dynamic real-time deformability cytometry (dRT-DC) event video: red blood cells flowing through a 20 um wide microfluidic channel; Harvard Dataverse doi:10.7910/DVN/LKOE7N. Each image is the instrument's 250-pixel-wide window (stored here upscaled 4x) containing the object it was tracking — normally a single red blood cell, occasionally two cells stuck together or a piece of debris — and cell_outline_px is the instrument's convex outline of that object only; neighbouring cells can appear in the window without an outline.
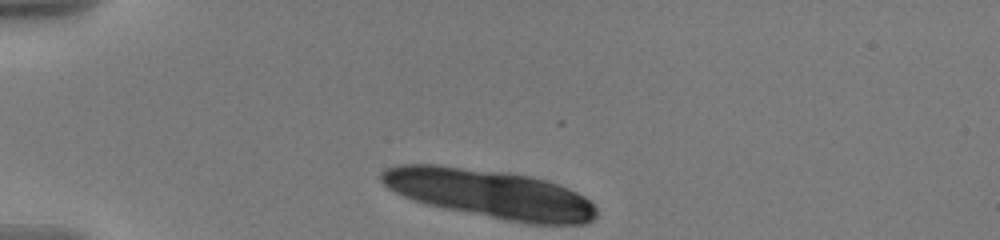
{"species": "human", "species_latin": "Homo sapiens", "temperature_condition": "warm", "stored_images_in_passage": 44, "camera_frame_rate_fps": 3000, "um_per_image_px": 0.085, "donor": {"sex": "male"}, "frame": {"image": 1, "passage_image": 1, "time_ms": 0.0, "image_size_px": [1000, 240], "cell_outline_px": [[596, 216], [588, 224], [528, 224], [504, 220], [444, 208], [428, 204], [404, 196], [388, 188], [380, 180], [380, 172], [384, 168], [396, 164], [440, 164], [508, 172], [548, 180], [568, 188], [584, 196], [596, 208]], "centroid_in_image_um": [41.64, 16.46], "position_along_channel_um": 43.4, "area_um2": 61.27}}
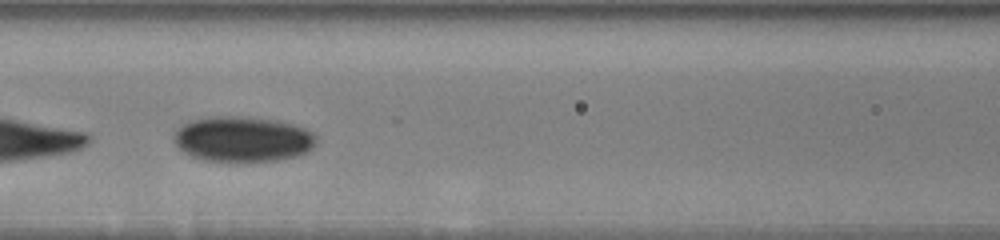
{"frame": {"image": 2, "passage_image": 14, "time_ms": 4.333, "image_size_px": [1000, 240], "cell_outline_px": [[316, 144], [312, 148], [296, 156], [280, 160], [204, 160], [192, 156], [184, 152], [176, 144], [176, 128], [192, 120], [212, 116], [248, 116], [280, 120], [304, 128], [312, 132], [316, 136]], "centroid_in_image_um": [20.66, 11.79], "position_along_channel_um": 145.9, "area_um2": 37.34}}
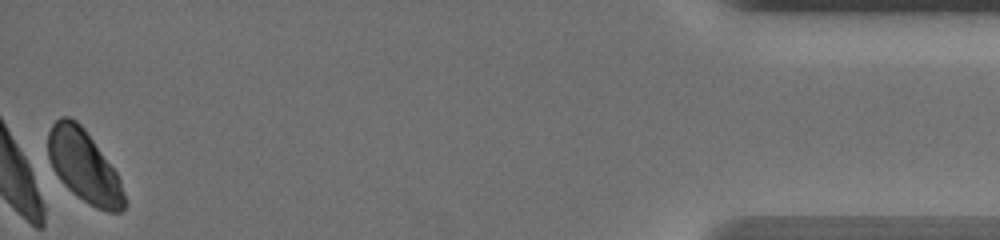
{"frame": {"image": 3, "passage_image": 44, "time_ms": 14.333, "image_size_px": [1000, 240], "cell_outline_px": [[124, 208], [120, 212], [108, 212], [96, 208], [88, 204], [76, 196], [60, 180], [52, 168], [48, 156], [48, 132], [52, 124], [60, 116], [68, 116], [76, 120], [84, 128], [116, 172], [120, 180], [124, 196]], "centroid_in_image_um": [7.11, 14.12], "position_along_channel_um": 428.1, "area_um2": 31.85}, "authors_computed_cell_mechanics": {"area_um2": 36.703, "velocity_mm_per_s": 3.5515, "shape_relaxation_time_tau1_ms": 4.2953, "shape_relaxation_time_tau2_ms": null, "deformation_change_tau1": 0.0485, "deformation_change_tau2": null}}